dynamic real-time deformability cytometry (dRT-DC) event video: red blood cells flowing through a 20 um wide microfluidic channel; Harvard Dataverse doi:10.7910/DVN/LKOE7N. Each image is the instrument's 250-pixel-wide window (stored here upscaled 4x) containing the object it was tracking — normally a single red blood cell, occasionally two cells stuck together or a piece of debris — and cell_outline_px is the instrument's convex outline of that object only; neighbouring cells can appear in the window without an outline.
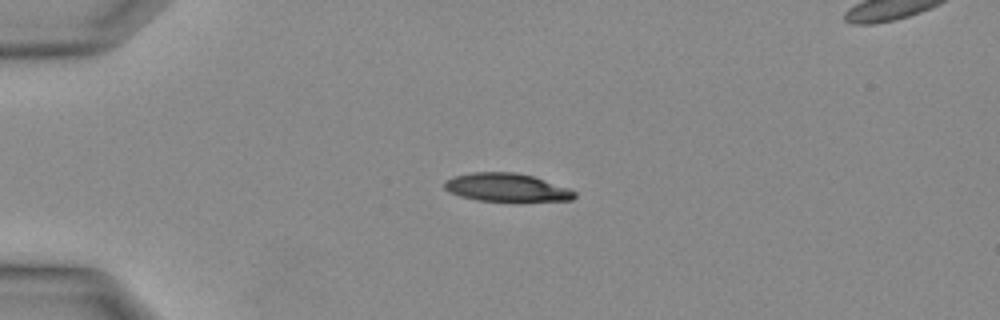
{"species": "Egyptian fruit bat (a non-hibernating species)", "species_latin": "Rousettus aegyptiacus", "temperature_condition": "warm", "stored_images_in_passage": 25, "camera_frame_rate_fps": 3000, "um_per_image_px": 0.085, "animal": {"sex": "female"}, "frame": {"image": 1, "passage_image": 1, "time_ms": 0.0, "image_size_px": [1000, 320], "cell_outline_px": [[576, 196], [572, 200], [476, 200], [460, 196], [448, 192], [444, 188], [444, 180], [452, 176], [472, 172], [516, 172], [532, 176], [568, 188], [576, 192]], "centroid_in_image_um": [42.98, 15.91], "position_along_channel_um": 42.0, "area_um2": 21.1}}
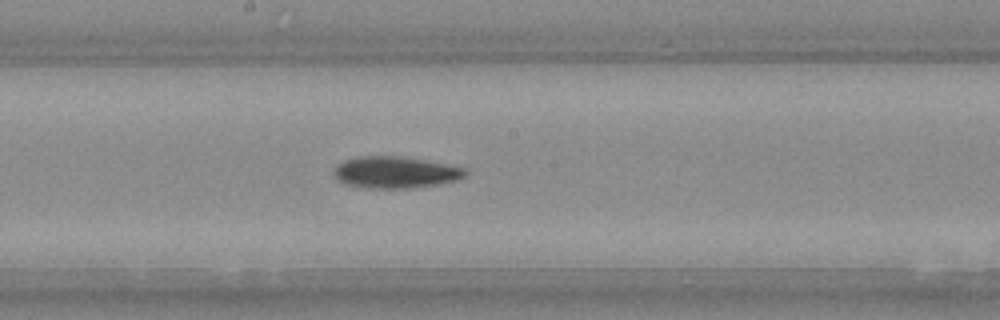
{"frame": {"image": 2, "passage_image": 11, "time_ms": 3.333, "image_size_px": [1000, 320], "cell_outline_px": [[468, 172], [460, 180], [444, 184], [412, 188], [364, 188], [344, 184], [336, 180], [332, 176], [332, 172], [336, 164], [344, 160], [360, 156], [396, 156], [444, 164], [464, 168]], "centroid_in_image_um": [33.54, 14.67], "position_along_channel_um": 214.7, "area_um2": 24.51}}
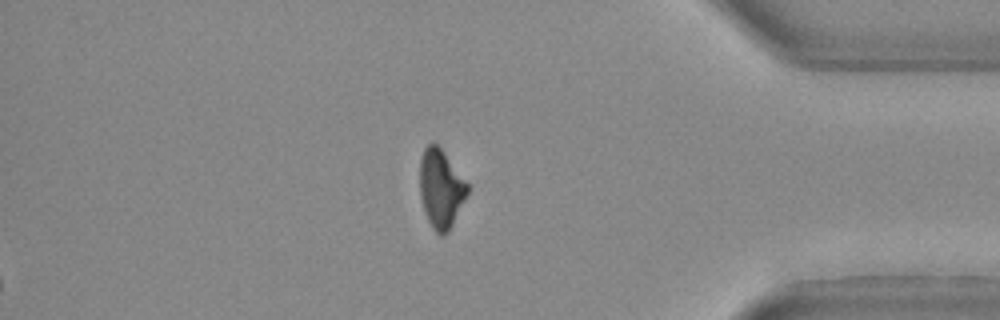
{"frame": {"image": 3, "passage_image": 21, "time_ms": 6.667, "image_size_px": [1000, 320], "cell_outline_px": [[468, 192], [448, 232], [444, 236], [440, 236], [432, 228], [424, 212], [420, 196], [420, 160], [424, 148], [432, 140], [440, 148], [468, 184]], "centroid_in_image_um": [37.44, 16.05], "position_along_channel_um": 397.8, "area_um2": 21.56}}